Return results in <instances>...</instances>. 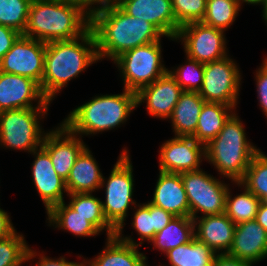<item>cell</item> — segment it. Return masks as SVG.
I'll list each match as a JSON object with an SVG mask.
<instances>
[{"label":"cell","instance_id":"43","mask_svg":"<svg viewBox=\"0 0 267 266\" xmlns=\"http://www.w3.org/2000/svg\"><path fill=\"white\" fill-rule=\"evenodd\" d=\"M212 266H254V264L223 253L215 255Z\"/></svg>","mask_w":267,"mask_h":266},{"label":"cell","instance_id":"9","mask_svg":"<svg viewBox=\"0 0 267 266\" xmlns=\"http://www.w3.org/2000/svg\"><path fill=\"white\" fill-rule=\"evenodd\" d=\"M180 175L189 203L190 217L193 220L206 215L225 213L230 183H225L221 177L216 178L202 168L182 172Z\"/></svg>","mask_w":267,"mask_h":266},{"label":"cell","instance_id":"39","mask_svg":"<svg viewBox=\"0 0 267 266\" xmlns=\"http://www.w3.org/2000/svg\"><path fill=\"white\" fill-rule=\"evenodd\" d=\"M259 68L255 70V84L259 108L267 118V56L262 59Z\"/></svg>","mask_w":267,"mask_h":266},{"label":"cell","instance_id":"5","mask_svg":"<svg viewBox=\"0 0 267 266\" xmlns=\"http://www.w3.org/2000/svg\"><path fill=\"white\" fill-rule=\"evenodd\" d=\"M235 111L220 133L205 145V161L214 166L219 176L240 182L254 155L260 150L245 132V125ZM225 177V178H224Z\"/></svg>","mask_w":267,"mask_h":266},{"label":"cell","instance_id":"30","mask_svg":"<svg viewBox=\"0 0 267 266\" xmlns=\"http://www.w3.org/2000/svg\"><path fill=\"white\" fill-rule=\"evenodd\" d=\"M233 184L235 187H240L242 189V191L240 189V192L242 193L233 196L230 187L234 188V186L229 185L226 195L225 214L234 224L255 220L261 200L240 182H233L231 185Z\"/></svg>","mask_w":267,"mask_h":266},{"label":"cell","instance_id":"16","mask_svg":"<svg viewBox=\"0 0 267 266\" xmlns=\"http://www.w3.org/2000/svg\"><path fill=\"white\" fill-rule=\"evenodd\" d=\"M30 154L34 158L31 164V180L47 213L53 206L65 201L64 194L68 195L66 183L54 170L49 153L42 146Z\"/></svg>","mask_w":267,"mask_h":266},{"label":"cell","instance_id":"19","mask_svg":"<svg viewBox=\"0 0 267 266\" xmlns=\"http://www.w3.org/2000/svg\"><path fill=\"white\" fill-rule=\"evenodd\" d=\"M227 254L258 264L267 258V232L256 220L236 224L233 243Z\"/></svg>","mask_w":267,"mask_h":266},{"label":"cell","instance_id":"11","mask_svg":"<svg viewBox=\"0 0 267 266\" xmlns=\"http://www.w3.org/2000/svg\"><path fill=\"white\" fill-rule=\"evenodd\" d=\"M225 34L224 30L192 22L180 27L174 42H181L185 55L206 64L229 55Z\"/></svg>","mask_w":267,"mask_h":266},{"label":"cell","instance_id":"4","mask_svg":"<svg viewBox=\"0 0 267 266\" xmlns=\"http://www.w3.org/2000/svg\"><path fill=\"white\" fill-rule=\"evenodd\" d=\"M90 28V18L61 0H32L22 35L48 43L73 40Z\"/></svg>","mask_w":267,"mask_h":266},{"label":"cell","instance_id":"44","mask_svg":"<svg viewBox=\"0 0 267 266\" xmlns=\"http://www.w3.org/2000/svg\"><path fill=\"white\" fill-rule=\"evenodd\" d=\"M9 214L0 206V240L9 237L16 231Z\"/></svg>","mask_w":267,"mask_h":266},{"label":"cell","instance_id":"13","mask_svg":"<svg viewBox=\"0 0 267 266\" xmlns=\"http://www.w3.org/2000/svg\"><path fill=\"white\" fill-rule=\"evenodd\" d=\"M159 171L182 173L201 169L205 146L193 137L174 136L160 145Z\"/></svg>","mask_w":267,"mask_h":266},{"label":"cell","instance_id":"47","mask_svg":"<svg viewBox=\"0 0 267 266\" xmlns=\"http://www.w3.org/2000/svg\"><path fill=\"white\" fill-rule=\"evenodd\" d=\"M241 4L243 5L244 3L248 5H260L263 0H239Z\"/></svg>","mask_w":267,"mask_h":266},{"label":"cell","instance_id":"37","mask_svg":"<svg viewBox=\"0 0 267 266\" xmlns=\"http://www.w3.org/2000/svg\"><path fill=\"white\" fill-rule=\"evenodd\" d=\"M177 26L201 22L206 14L207 0H171Z\"/></svg>","mask_w":267,"mask_h":266},{"label":"cell","instance_id":"6","mask_svg":"<svg viewBox=\"0 0 267 266\" xmlns=\"http://www.w3.org/2000/svg\"><path fill=\"white\" fill-rule=\"evenodd\" d=\"M127 149H122L108 178L103 175L100 187V190L104 188L105 192V200L102 201L104 216L116 233H124L125 221L130 215L129 208L133 210L137 204L133 200L135 180L132 157Z\"/></svg>","mask_w":267,"mask_h":266},{"label":"cell","instance_id":"29","mask_svg":"<svg viewBox=\"0 0 267 266\" xmlns=\"http://www.w3.org/2000/svg\"><path fill=\"white\" fill-rule=\"evenodd\" d=\"M164 255L170 266H212L216 253L194 237L188 243L179 245Z\"/></svg>","mask_w":267,"mask_h":266},{"label":"cell","instance_id":"15","mask_svg":"<svg viewBox=\"0 0 267 266\" xmlns=\"http://www.w3.org/2000/svg\"><path fill=\"white\" fill-rule=\"evenodd\" d=\"M49 101L33 79L0 71V112L32 107H49Z\"/></svg>","mask_w":267,"mask_h":266},{"label":"cell","instance_id":"8","mask_svg":"<svg viewBox=\"0 0 267 266\" xmlns=\"http://www.w3.org/2000/svg\"><path fill=\"white\" fill-rule=\"evenodd\" d=\"M162 40L133 48L113 61L122 78L124 89L137 93L168 71L163 64Z\"/></svg>","mask_w":267,"mask_h":266},{"label":"cell","instance_id":"36","mask_svg":"<svg viewBox=\"0 0 267 266\" xmlns=\"http://www.w3.org/2000/svg\"><path fill=\"white\" fill-rule=\"evenodd\" d=\"M28 243L17 230L0 240V266H24L27 262Z\"/></svg>","mask_w":267,"mask_h":266},{"label":"cell","instance_id":"17","mask_svg":"<svg viewBox=\"0 0 267 266\" xmlns=\"http://www.w3.org/2000/svg\"><path fill=\"white\" fill-rule=\"evenodd\" d=\"M182 92L175 78L167 71L152 84L142 87L136 93L137 107L146 103V110L150 117L168 121Z\"/></svg>","mask_w":267,"mask_h":266},{"label":"cell","instance_id":"12","mask_svg":"<svg viewBox=\"0 0 267 266\" xmlns=\"http://www.w3.org/2000/svg\"><path fill=\"white\" fill-rule=\"evenodd\" d=\"M46 43L20 35L0 61V71L33 79H43Z\"/></svg>","mask_w":267,"mask_h":266},{"label":"cell","instance_id":"24","mask_svg":"<svg viewBox=\"0 0 267 266\" xmlns=\"http://www.w3.org/2000/svg\"><path fill=\"white\" fill-rule=\"evenodd\" d=\"M205 102L198 92L183 91L181 93L172 116L169 118L174 136L191 137L195 133Z\"/></svg>","mask_w":267,"mask_h":266},{"label":"cell","instance_id":"25","mask_svg":"<svg viewBox=\"0 0 267 266\" xmlns=\"http://www.w3.org/2000/svg\"><path fill=\"white\" fill-rule=\"evenodd\" d=\"M67 202L63 201L60 204L53 206L47 213V226L57 228L58 230L66 231L77 237H96L101 232L85 217L78 214L71 208Z\"/></svg>","mask_w":267,"mask_h":266},{"label":"cell","instance_id":"20","mask_svg":"<svg viewBox=\"0 0 267 266\" xmlns=\"http://www.w3.org/2000/svg\"><path fill=\"white\" fill-rule=\"evenodd\" d=\"M236 224L225 214L206 215L194 219L195 238L216 254L228 253L234 238Z\"/></svg>","mask_w":267,"mask_h":266},{"label":"cell","instance_id":"35","mask_svg":"<svg viewBox=\"0 0 267 266\" xmlns=\"http://www.w3.org/2000/svg\"><path fill=\"white\" fill-rule=\"evenodd\" d=\"M32 0H0V25L23 34Z\"/></svg>","mask_w":267,"mask_h":266},{"label":"cell","instance_id":"41","mask_svg":"<svg viewBox=\"0 0 267 266\" xmlns=\"http://www.w3.org/2000/svg\"><path fill=\"white\" fill-rule=\"evenodd\" d=\"M20 35L15 29L0 25V61Z\"/></svg>","mask_w":267,"mask_h":266},{"label":"cell","instance_id":"21","mask_svg":"<svg viewBox=\"0 0 267 266\" xmlns=\"http://www.w3.org/2000/svg\"><path fill=\"white\" fill-rule=\"evenodd\" d=\"M151 204L174 216L190 217V208L180 173L159 171Z\"/></svg>","mask_w":267,"mask_h":266},{"label":"cell","instance_id":"14","mask_svg":"<svg viewBox=\"0 0 267 266\" xmlns=\"http://www.w3.org/2000/svg\"><path fill=\"white\" fill-rule=\"evenodd\" d=\"M88 145L82 137L71 132L62 122L58 126L46 130L42 147L49 153L54 170L67 180L77 157Z\"/></svg>","mask_w":267,"mask_h":266},{"label":"cell","instance_id":"10","mask_svg":"<svg viewBox=\"0 0 267 266\" xmlns=\"http://www.w3.org/2000/svg\"><path fill=\"white\" fill-rule=\"evenodd\" d=\"M230 54L223 59L204 64L200 96L206 102L222 103L237 109L239 104L242 73Z\"/></svg>","mask_w":267,"mask_h":266},{"label":"cell","instance_id":"27","mask_svg":"<svg viewBox=\"0 0 267 266\" xmlns=\"http://www.w3.org/2000/svg\"><path fill=\"white\" fill-rule=\"evenodd\" d=\"M195 237L194 220L191 217L175 216L165 228L155 234L150 242L152 250L156 249L162 253L188 243Z\"/></svg>","mask_w":267,"mask_h":266},{"label":"cell","instance_id":"46","mask_svg":"<svg viewBox=\"0 0 267 266\" xmlns=\"http://www.w3.org/2000/svg\"><path fill=\"white\" fill-rule=\"evenodd\" d=\"M262 5V20L264 19L265 21V25L267 26V0H263L262 3L259 5L261 6Z\"/></svg>","mask_w":267,"mask_h":266},{"label":"cell","instance_id":"33","mask_svg":"<svg viewBox=\"0 0 267 266\" xmlns=\"http://www.w3.org/2000/svg\"><path fill=\"white\" fill-rule=\"evenodd\" d=\"M240 183L267 204V157L261 149L252 158Z\"/></svg>","mask_w":267,"mask_h":266},{"label":"cell","instance_id":"31","mask_svg":"<svg viewBox=\"0 0 267 266\" xmlns=\"http://www.w3.org/2000/svg\"><path fill=\"white\" fill-rule=\"evenodd\" d=\"M132 227L136 231L139 241L131 237V235H124L122 233H115V236L124 243L141 246L144 242L150 243L154 239V205L149 201L145 203H137L133 209Z\"/></svg>","mask_w":267,"mask_h":266},{"label":"cell","instance_id":"34","mask_svg":"<svg viewBox=\"0 0 267 266\" xmlns=\"http://www.w3.org/2000/svg\"><path fill=\"white\" fill-rule=\"evenodd\" d=\"M186 56L184 64L168 68V72L175 78L183 91L199 92L204 76V64Z\"/></svg>","mask_w":267,"mask_h":266},{"label":"cell","instance_id":"28","mask_svg":"<svg viewBox=\"0 0 267 266\" xmlns=\"http://www.w3.org/2000/svg\"><path fill=\"white\" fill-rule=\"evenodd\" d=\"M67 203L78 214L85 217L100 232H106V238L115 236L116 230L108 223L102 209V200L93 193H73L68 194Z\"/></svg>","mask_w":267,"mask_h":266},{"label":"cell","instance_id":"32","mask_svg":"<svg viewBox=\"0 0 267 266\" xmlns=\"http://www.w3.org/2000/svg\"><path fill=\"white\" fill-rule=\"evenodd\" d=\"M242 6L239 0H207L206 14L201 22L226 32L235 23Z\"/></svg>","mask_w":267,"mask_h":266},{"label":"cell","instance_id":"45","mask_svg":"<svg viewBox=\"0 0 267 266\" xmlns=\"http://www.w3.org/2000/svg\"><path fill=\"white\" fill-rule=\"evenodd\" d=\"M255 220L265 229L267 232V204L261 202L258 207V211Z\"/></svg>","mask_w":267,"mask_h":266},{"label":"cell","instance_id":"22","mask_svg":"<svg viewBox=\"0 0 267 266\" xmlns=\"http://www.w3.org/2000/svg\"><path fill=\"white\" fill-rule=\"evenodd\" d=\"M105 246L92 259L84 258V266H149L139 246L122 242L116 236L105 239Z\"/></svg>","mask_w":267,"mask_h":266},{"label":"cell","instance_id":"38","mask_svg":"<svg viewBox=\"0 0 267 266\" xmlns=\"http://www.w3.org/2000/svg\"><path fill=\"white\" fill-rule=\"evenodd\" d=\"M37 258L38 260H34ZM83 260L81 262L69 261L66 256H60L59 258H52L45 255L44 251L40 253V251H36L32 247H28L27 251V263L35 261L34 265L30 266H84V257L82 256ZM67 259V260H66Z\"/></svg>","mask_w":267,"mask_h":266},{"label":"cell","instance_id":"40","mask_svg":"<svg viewBox=\"0 0 267 266\" xmlns=\"http://www.w3.org/2000/svg\"><path fill=\"white\" fill-rule=\"evenodd\" d=\"M66 4L78 7L89 18H91L96 12L116 2V0H61Z\"/></svg>","mask_w":267,"mask_h":266},{"label":"cell","instance_id":"42","mask_svg":"<svg viewBox=\"0 0 267 266\" xmlns=\"http://www.w3.org/2000/svg\"><path fill=\"white\" fill-rule=\"evenodd\" d=\"M175 216L163 208L154 205V237L155 234L160 232Z\"/></svg>","mask_w":267,"mask_h":266},{"label":"cell","instance_id":"3","mask_svg":"<svg viewBox=\"0 0 267 266\" xmlns=\"http://www.w3.org/2000/svg\"><path fill=\"white\" fill-rule=\"evenodd\" d=\"M137 108L136 93L123 88L120 94H100L76 106L61 121L80 137L121 128Z\"/></svg>","mask_w":267,"mask_h":266},{"label":"cell","instance_id":"23","mask_svg":"<svg viewBox=\"0 0 267 266\" xmlns=\"http://www.w3.org/2000/svg\"><path fill=\"white\" fill-rule=\"evenodd\" d=\"M103 173L87 146L77 157L66 183L68 194L93 193L100 190Z\"/></svg>","mask_w":267,"mask_h":266},{"label":"cell","instance_id":"2","mask_svg":"<svg viewBox=\"0 0 267 266\" xmlns=\"http://www.w3.org/2000/svg\"><path fill=\"white\" fill-rule=\"evenodd\" d=\"M99 62L96 39L91 28L73 40L46 43L43 79L40 89L51 102L69 81Z\"/></svg>","mask_w":267,"mask_h":266},{"label":"cell","instance_id":"26","mask_svg":"<svg viewBox=\"0 0 267 266\" xmlns=\"http://www.w3.org/2000/svg\"><path fill=\"white\" fill-rule=\"evenodd\" d=\"M236 110L222 103L205 102L197 123V129L191 136L204 146L213 140L223 129L224 123Z\"/></svg>","mask_w":267,"mask_h":266},{"label":"cell","instance_id":"1","mask_svg":"<svg viewBox=\"0 0 267 266\" xmlns=\"http://www.w3.org/2000/svg\"><path fill=\"white\" fill-rule=\"evenodd\" d=\"M98 59L112 62L126 51L165 37L153 24L127 14L116 2L90 18Z\"/></svg>","mask_w":267,"mask_h":266},{"label":"cell","instance_id":"18","mask_svg":"<svg viewBox=\"0 0 267 266\" xmlns=\"http://www.w3.org/2000/svg\"><path fill=\"white\" fill-rule=\"evenodd\" d=\"M129 15L153 24L170 41L179 32L171 0H116Z\"/></svg>","mask_w":267,"mask_h":266},{"label":"cell","instance_id":"7","mask_svg":"<svg viewBox=\"0 0 267 266\" xmlns=\"http://www.w3.org/2000/svg\"><path fill=\"white\" fill-rule=\"evenodd\" d=\"M49 108L32 107L1 111L0 148L30 154L41 147L46 134L42 122L48 116Z\"/></svg>","mask_w":267,"mask_h":266}]
</instances>
